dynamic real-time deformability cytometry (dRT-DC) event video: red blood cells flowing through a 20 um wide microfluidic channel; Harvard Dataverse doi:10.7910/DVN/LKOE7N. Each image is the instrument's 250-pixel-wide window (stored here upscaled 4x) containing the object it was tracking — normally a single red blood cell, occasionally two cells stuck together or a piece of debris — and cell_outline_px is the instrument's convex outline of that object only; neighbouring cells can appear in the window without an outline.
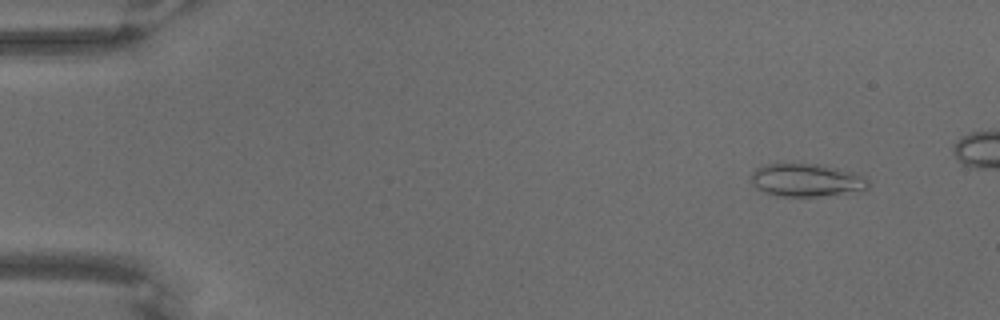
{"species": "common noctule bat (a hibernating species)", "species_latin": "Nyctalus noctula", "temperature_condition": "warm", "stored_images_in_passage": 64, "camera_frame_rate_fps": 3000, "um_per_image_px": 0.085, "animal": {"sex": "male", "body_mass_g": 18.8}, "frame": {"image": 1, "passage_image": 7, "time_ms": 2.0, "image_size_px": [1000, 320], "cell_outline_px": [[868, 188], [864, 192], [820, 196], [776, 196], [764, 192], [756, 188], [752, 180], [752, 172], [756, 168], [768, 164], [820, 164], [856, 172], [864, 176], [868, 180]], "centroid_in_image_um": [68.63, 15.32], "position_along_channel_um": 16.4, "area_um2": 22.77}}
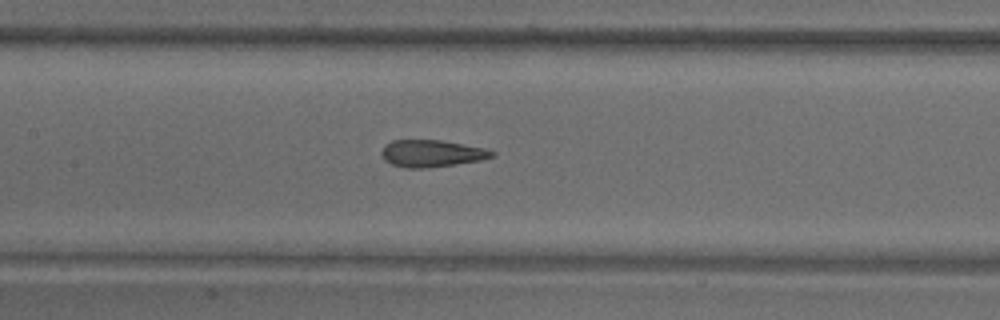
{"frame": {"image": 2, "passage_image": 34, "time_ms": 11.0, "image_size_px": [1000, 320], "cell_outline_px": [[496, 156], [480, 160], [456, 164], [424, 168], [408, 168], [392, 164], [384, 160], [380, 152], [384, 144], [392, 140], [440, 140], [484, 148], [496, 152]], "centroid_in_image_um": [36.67, 13.04], "position_along_channel_um": 170.7, "area_um2": 17.4}}
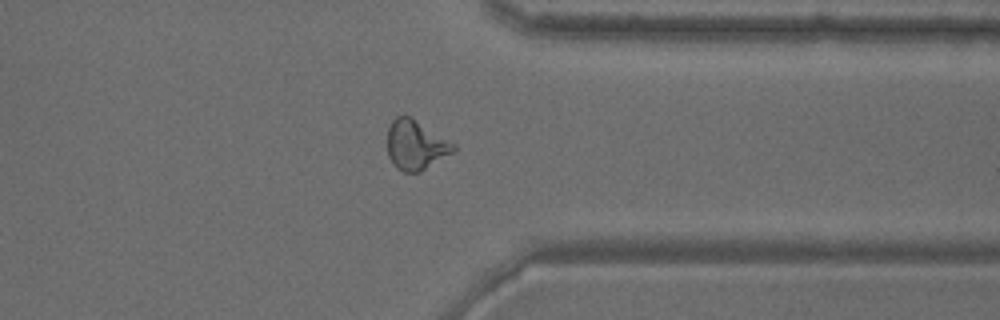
{"frame": {"image": 3, "passage_image": 55, "time_ms": 18.0, "image_size_px": [1000, 320], "cell_outline_px": [[456, 148], [452, 152], [420, 172], [404, 172], [396, 168], [392, 164], [388, 156], [388, 128], [392, 120], [396, 116], [412, 116], [456, 144]], "centroid_in_image_um": [35.32, 12.31], "position_along_channel_um": 376.1, "area_um2": 19.19}}